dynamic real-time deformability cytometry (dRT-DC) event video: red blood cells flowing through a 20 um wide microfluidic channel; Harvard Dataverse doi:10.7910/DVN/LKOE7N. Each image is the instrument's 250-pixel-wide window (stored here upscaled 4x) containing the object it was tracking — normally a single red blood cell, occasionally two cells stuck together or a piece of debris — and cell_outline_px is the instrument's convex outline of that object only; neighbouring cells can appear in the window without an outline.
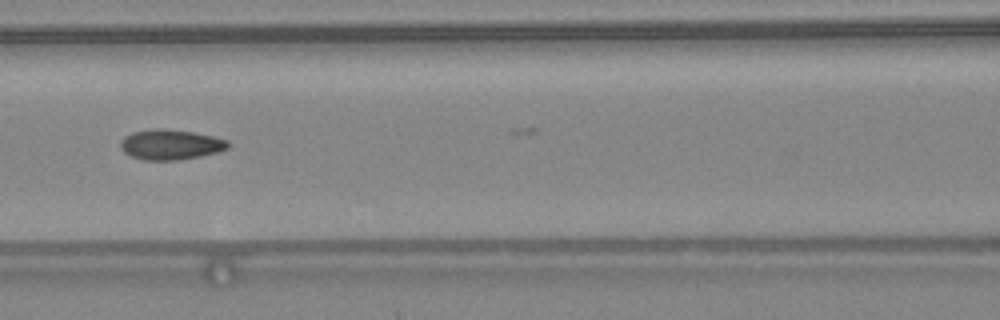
{"species": "common noctule bat (a hibernating species)", "species_latin": "Nyctalus noctula", "temperature_condition": "warm", "stored_images_in_passage": 27, "camera_frame_rate_fps": 3000, "um_per_image_px": 0.085, "animal": {"sex": "female", "body_mass_g": 24.6, "forearm_length_mm": 56.2}, "frame": {"image": 1, "passage_image": 15, "time_ms": 4.667, "image_size_px": [1000, 320], "cell_outline_px": [[228, 148], [216, 152], [200, 156], [176, 160], [144, 160], [132, 156], [124, 152], [120, 148], [120, 140], [124, 136], [132, 132], [156, 128], [164, 128], [192, 132], [212, 136], [228, 140]], "centroid_in_image_um": [14.46, 12.28], "position_along_channel_um": 152.1, "area_um2": 18.84}}